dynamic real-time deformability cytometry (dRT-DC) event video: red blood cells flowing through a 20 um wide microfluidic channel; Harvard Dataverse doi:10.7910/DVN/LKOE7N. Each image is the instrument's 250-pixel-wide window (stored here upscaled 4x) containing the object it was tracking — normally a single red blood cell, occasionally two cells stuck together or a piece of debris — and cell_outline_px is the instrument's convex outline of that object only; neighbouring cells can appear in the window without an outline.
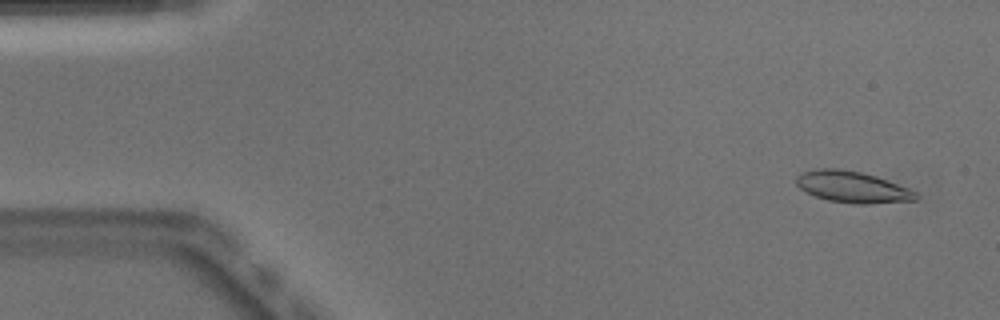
{"species": "Egyptian fruit bat (a non-hibernating species)", "species_latin": "Rousettus aegyptiacus", "temperature_condition": "warm", "stored_images_in_passage": 51, "camera_frame_rate_fps": 3000, "um_per_image_px": 0.085, "animal": {"sex": "male"}, "frame": {"image": 1, "passage_image": 3, "time_ms": 0.667, "image_size_px": [1000, 320], "cell_outline_px": [[920, 196], [916, 200], [872, 204], [856, 204], [828, 200], [816, 196], [800, 188], [796, 184], [796, 176], [800, 172], [816, 168], [840, 168], [860, 172], [876, 176], [920, 192]], "centroid_in_image_um": [72.49, 15.89], "position_along_channel_um": 12.5, "area_um2": 22.14}}
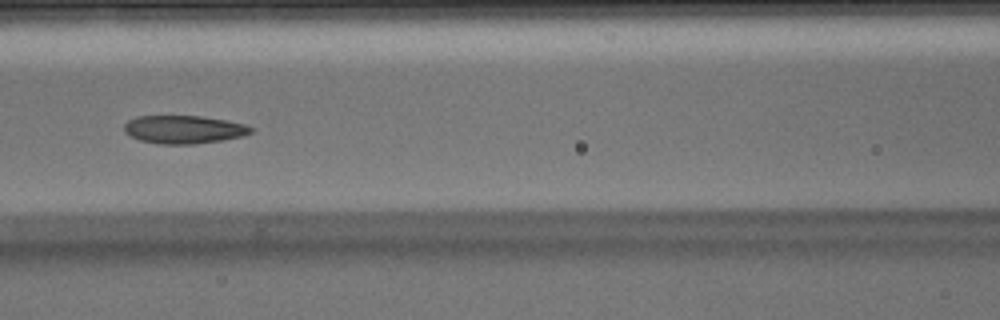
{"frame": {"image": 2, "passage_image": 22, "time_ms": 7.0, "image_size_px": [1000, 320], "cell_outline_px": [[256, 128], [252, 132], [244, 136], [224, 140], [196, 144], [160, 144], [140, 140], [124, 132], [124, 124], [128, 120], [136, 116], [200, 116], [248, 124]], "centroid_in_image_um": [15.67, 11.01], "position_along_channel_um": 150.9, "area_um2": 20.98}}
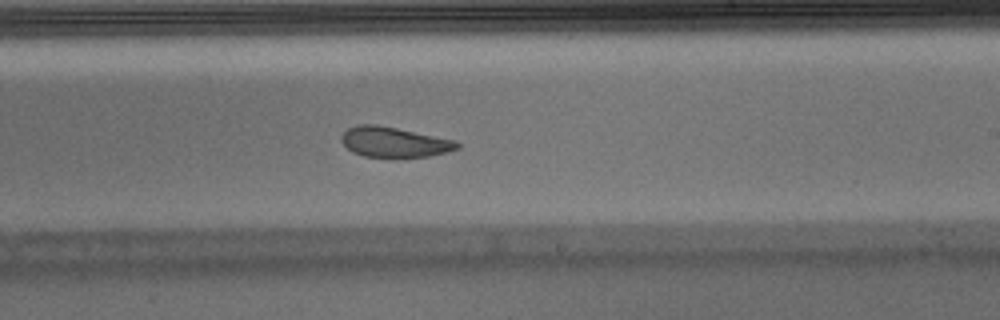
{"frame": {"image": 3, "passage_image": 30, "time_ms": 9.667, "image_size_px": [1000, 320], "cell_outline_px": [[460, 148], [448, 152], [428, 156], [400, 160], [364, 156], [352, 152], [340, 140], [340, 136], [348, 128], [360, 124], [376, 124], [456, 140], [460, 144]], "centroid_in_image_um": [33.52, 12.12], "position_along_channel_um": 255.5, "area_um2": 21.04}, "authors_computed_cell_mechanics": {"area_um2": 22.0218, "velocity_mm_per_s": 3.9271, "shape_relaxation_time_tau1_ms": 9.2179, "shape_relaxation_time_tau2_ms": 2.5888, "deformation_change_tau1": 0.2286, "deformation_change_tau2": 0.0816}}